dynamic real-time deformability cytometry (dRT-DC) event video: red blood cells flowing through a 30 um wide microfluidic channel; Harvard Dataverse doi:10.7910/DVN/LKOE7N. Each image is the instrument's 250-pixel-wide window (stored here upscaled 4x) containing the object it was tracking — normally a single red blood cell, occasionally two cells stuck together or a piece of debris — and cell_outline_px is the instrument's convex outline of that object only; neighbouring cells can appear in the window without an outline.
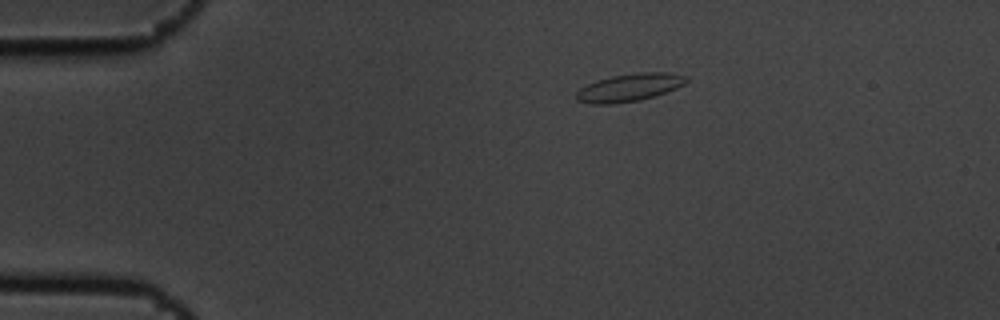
{"species": "common noctule bat (a hibernating species)", "species_latin": "Nyctalus noctula", "temperature_condition": "cold", "stored_images_in_passage": 9, "camera_frame_rate_fps": 3000, "um_per_image_px": 0.085, "animal": {"sex": "male", "body_mass_g": 19.5, "forearm_length_mm": 54.6}, "frame": {"image": 1, "passage_image": 1, "time_ms": 0.0, "image_size_px": [1000, 320], "cell_outline_px": [[688, 80], [684, 84], [676, 88], [640, 100], [612, 104], [592, 104], [576, 100], [576, 92], [580, 88], [596, 80], [612, 76], [640, 72], [668, 72], [688, 76]], "centroid_in_image_um": [53.49, 7.43], "position_along_channel_um": 31.5, "area_um2": 17.69}}
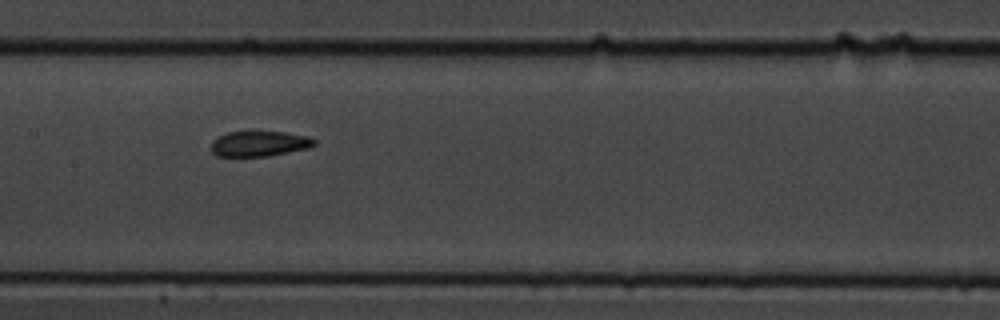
{"frame": {"image": 2, "passage_image": 6, "time_ms": 1.667, "image_size_px": [1000, 320], "cell_outline_px": [[316, 144], [308, 148], [268, 156], [216, 156], [212, 152], [212, 140], [216, 136], [228, 132], [284, 132], [308, 136], [316, 140]], "centroid_in_image_um": [22.03, 12.21], "position_along_channel_um": 185.4, "area_um2": 15.2}}
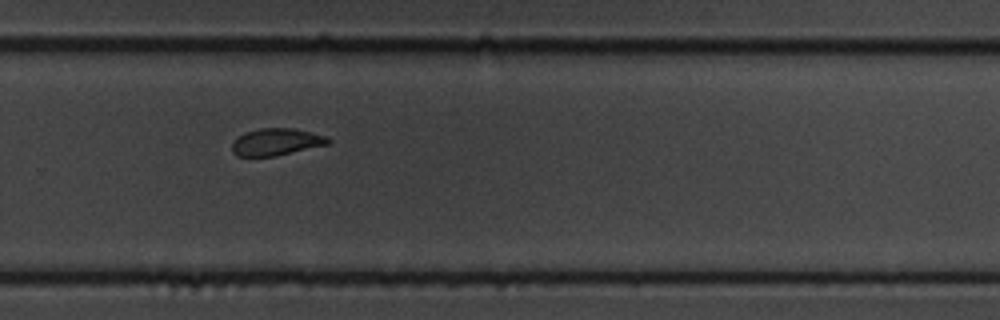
{"frame": {"image": 3, "passage_image": 9, "time_ms": 2.667, "image_size_px": [1000, 320], "cell_outline_px": [[332, 140], [328, 144], [276, 156], [236, 156], [232, 152], [232, 144], [244, 132], [260, 128], [292, 128], [328, 136]], "centroid_in_image_um": [23.5, 12.06], "position_along_channel_um": 306.3, "area_um2": 15.09}}